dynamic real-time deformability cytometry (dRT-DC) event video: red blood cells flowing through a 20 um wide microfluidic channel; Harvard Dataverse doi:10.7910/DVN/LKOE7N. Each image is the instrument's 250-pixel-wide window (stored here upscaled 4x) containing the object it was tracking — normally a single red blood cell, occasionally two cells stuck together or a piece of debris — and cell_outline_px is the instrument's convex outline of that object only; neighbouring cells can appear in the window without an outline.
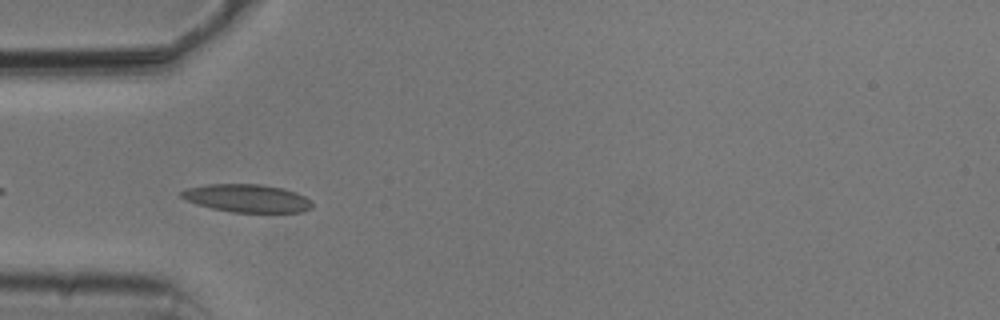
{"species": "common noctule bat (a hibernating species)", "species_latin": "Nyctalus noctula", "temperature_condition": "cold", "stored_images_in_passage": 38, "camera_frame_rate_fps": 3000, "um_per_image_px": 0.085, "animal": {"sex": "male", "body_mass_g": 20.5, "forearm_length_mm": 52.5}, "frame": {"image": 1, "passage_image": 3, "time_ms": 0.667, "image_size_px": [1000, 320], "cell_outline_px": [[312, 208], [304, 212], [232, 212], [212, 208], [196, 204], [180, 196], [180, 192], [188, 188], [208, 184], [260, 184], [284, 188], [296, 192], [304, 196], [312, 204]], "centroid_in_image_um": [21.01, 16.85], "position_along_channel_um": 64.0, "area_um2": 21.21}}
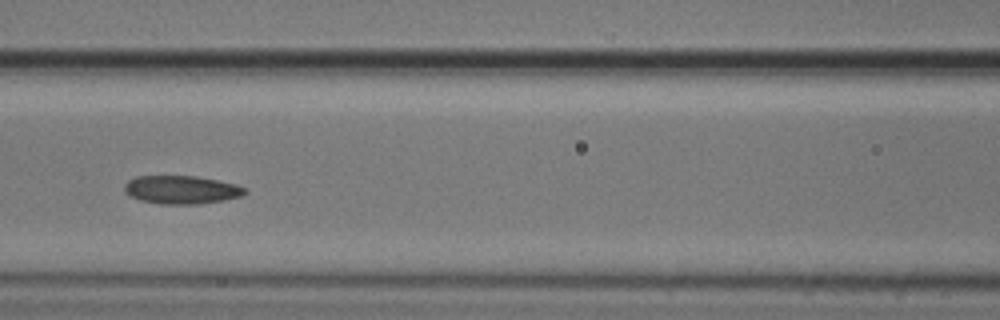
{"frame": {"image": 2, "passage_image": 10, "time_ms": 3.0, "image_size_px": [1000, 320], "cell_outline_px": [[248, 192], [240, 196], [224, 200], [200, 204], [160, 204], [140, 200], [124, 192], [124, 184], [128, 180], [136, 176], [196, 176], [236, 184], [244, 188]], "centroid_in_image_um": [15.4, 16.13], "position_along_channel_um": 151.2, "area_um2": 19.83}}
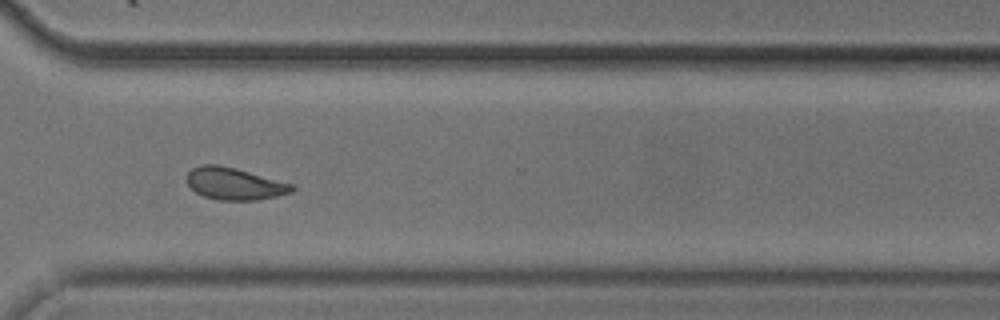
{"frame": {"image": 3, "passage_image": 26, "time_ms": 8.333, "image_size_px": [1000, 320], "cell_outline_px": [[296, 188], [292, 192], [276, 196], [256, 200], [220, 200], [204, 196], [196, 192], [188, 184], [188, 172], [192, 168], [200, 164], [220, 164], [236, 168], [292, 184]], "centroid_in_image_um": [19.92, 15.6], "position_along_channel_um": 350.7, "area_um2": 19.54}, "authors_computed_cell_mechanics": {"area_um2": 19.7676, "velocity_mm_per_s": 3.7514, "shape_relaxation_time_tau1_ms": 5.1007, "shape_relaxation_time_tau2_ms": 3.4991, "deformation_change_tau1": 0.1424, "deformation_change_tau2": 0.0997}}